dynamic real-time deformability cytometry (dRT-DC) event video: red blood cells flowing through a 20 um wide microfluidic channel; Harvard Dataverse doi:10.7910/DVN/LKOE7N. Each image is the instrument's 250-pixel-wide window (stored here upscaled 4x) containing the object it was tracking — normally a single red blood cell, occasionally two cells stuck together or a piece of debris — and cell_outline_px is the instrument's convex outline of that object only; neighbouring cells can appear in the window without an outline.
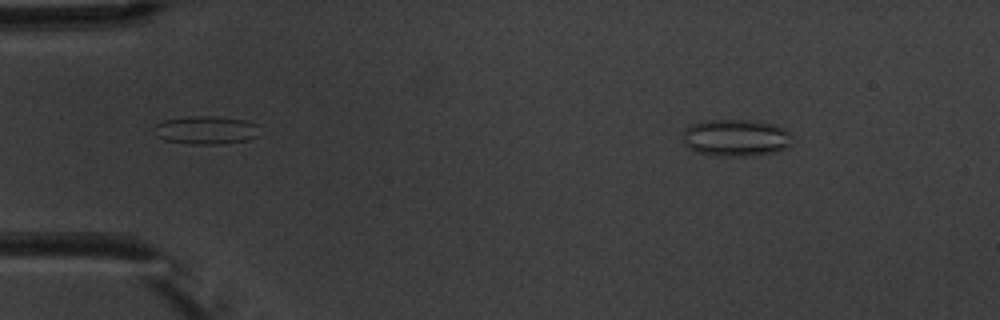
{"species": "common noctule bat (a hibernating species)", "species_latin": "Nyctalus noctula", "temperature_condition": "warm", "stored_images_in_passage": 6, "camera_frame_rate_fps": 3000, "um_per_image_px": 0.085, "animal": {"sex": "male", "body_mass_g": 20.1, "forearm_length_mm": 53.5}, "frame": {"image": 1, "passage_image": 3, "time_ms": 2.333, "image_size_px": [1000, 320], "cell_outline_px": [[788, 144], [784, 148], [772, 152], [744, 156], [712, 156], [696, 152], [688, 148], [684, 144], [684, 132], [692, 124], [708, 120], [752, 120], [776, 124], [784, 128], [788, 132]], "centroid_in_image_um": [62.49, 11.71], "position_along_channel_um": 22.5, "area_um2": 23.29}}